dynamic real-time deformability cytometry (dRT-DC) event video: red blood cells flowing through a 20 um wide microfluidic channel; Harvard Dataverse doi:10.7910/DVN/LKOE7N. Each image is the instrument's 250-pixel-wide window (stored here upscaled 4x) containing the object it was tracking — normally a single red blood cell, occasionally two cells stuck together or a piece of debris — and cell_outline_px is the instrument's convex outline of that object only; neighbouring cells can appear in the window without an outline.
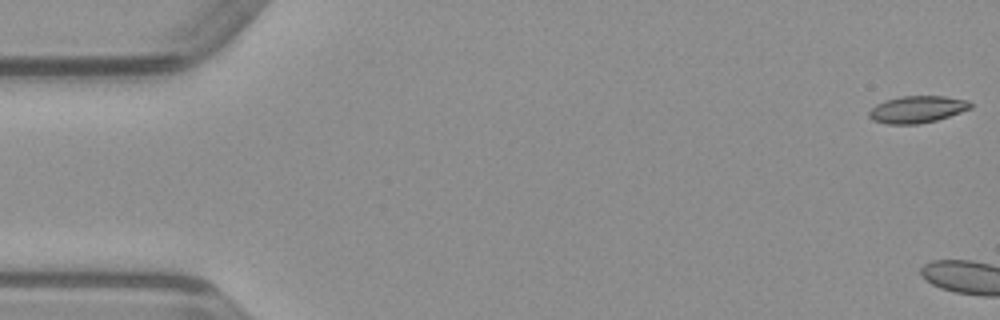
{"species": "common noctule bat (a hibernating species)", "species_latin": "Nyctalus noctula", "temperature_condition": "warm", "stored_images_in_passage": 9, "camera_frame_rate_fps": 3000, "um_per_image_px": 0.085, "animal": {"sex": "male", "body_mass_g": 23.1, "forearm_length_mm": 52.7}, "frame": {"image": 1, "passage_image": 1, "time_ms": 0.0, "image_size_px": [1000, 320], "cell_outline_px": [[972, 108], [936, 120], [920, 124], [888, 124], [872, 120], [868, 116], [868, 112], [876, 104], [900, 96], [944, 96], [968, 100], [972, 104]], "centroid_in_image_um": [77.96, 9.3], "position_along_channel_um": 7.0, "area_um2": 15.9}}